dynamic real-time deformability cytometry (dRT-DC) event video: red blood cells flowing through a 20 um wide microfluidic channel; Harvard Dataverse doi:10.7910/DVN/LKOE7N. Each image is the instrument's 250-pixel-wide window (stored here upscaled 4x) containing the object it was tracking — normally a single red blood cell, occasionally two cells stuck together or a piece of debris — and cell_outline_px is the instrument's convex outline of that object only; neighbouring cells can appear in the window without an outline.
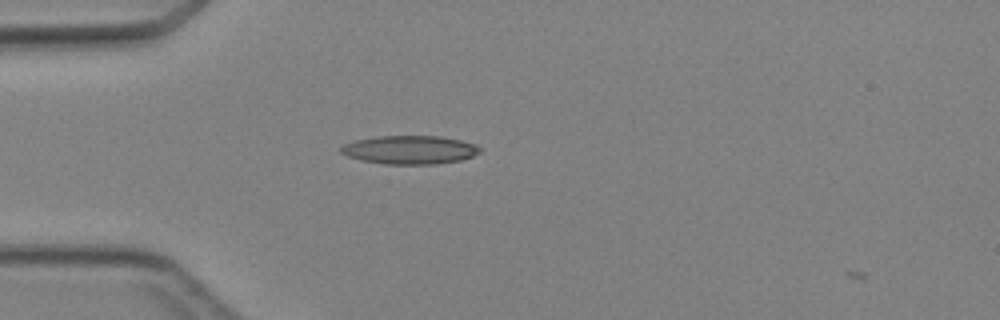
{"species": "Egyptian fruit bat (a non-hibernating species)", "species_latin": "Rousettus aegyptiacus", "temperature_condition": "cold", "stored_images_in_passage": 4, "camera_frame_rate_fps": 3000, "um_per_image_px": 0.085, "animal": {"sex": "female"}, "frame": {"image": 1, "passage_image": 3, "time_ms": 0.667, "image_size_px": [1000, 320], "cell_outline_px": [[480, 152], [472, 156], [460, 160], [436, 164], [384, 164], [360, 160], [348, 156], [340, 152], [340, 148], [344, 144], [356, 140], [376, 136], [440, 136], [460, 140], [476, 144], [480, 148]], "centroid_in_image_um": [34.82, 12.73], "position_along_channel_um": 50.2, "area_um2": 23.06}}